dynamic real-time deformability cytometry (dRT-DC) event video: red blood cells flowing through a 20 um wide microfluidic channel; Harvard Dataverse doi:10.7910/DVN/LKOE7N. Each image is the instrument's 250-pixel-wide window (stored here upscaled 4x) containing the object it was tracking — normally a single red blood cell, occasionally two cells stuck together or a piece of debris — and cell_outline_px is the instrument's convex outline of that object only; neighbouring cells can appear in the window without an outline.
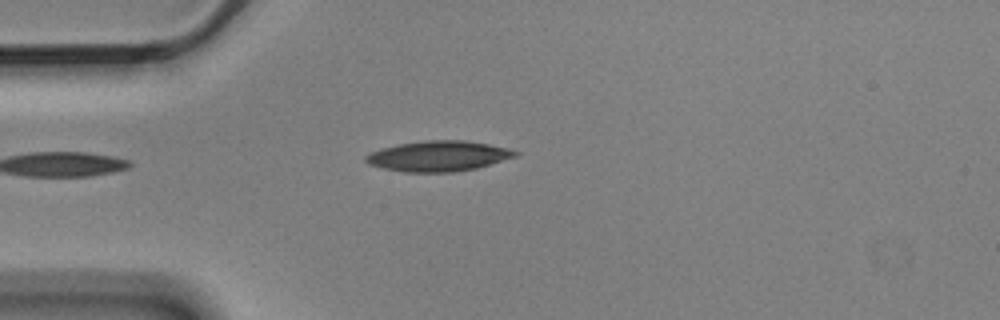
{"species": "Egyptian fruit bat (a non-hibernating species)", "species_latin": "Rousettus aegyptiacus", "temperature_condition": "cold", "stored_images_in_passage": 3, "camera_frame_rate_fps": 3000, "um_per_image_px": 0.085, "animal": {"sex": "male"}, "frame": {"image": 1, "passage_image": 3, "time_ms": 0.667, "image_size_px": [1000, 320], "cell_outline_px": [[520, 152], [516, 156], [476, 168], [456, 172], [404, 172], [384, 168], [368, 164], [364, 160], [364, 156], [380, 148], [400, 144], [424, 140], [464, 140], [488, 144], [508, 148]], "centroid_in_image_um": [37.24, 13.26], "position_along_channel_um": 47.8, "area_um2": 26.41}}